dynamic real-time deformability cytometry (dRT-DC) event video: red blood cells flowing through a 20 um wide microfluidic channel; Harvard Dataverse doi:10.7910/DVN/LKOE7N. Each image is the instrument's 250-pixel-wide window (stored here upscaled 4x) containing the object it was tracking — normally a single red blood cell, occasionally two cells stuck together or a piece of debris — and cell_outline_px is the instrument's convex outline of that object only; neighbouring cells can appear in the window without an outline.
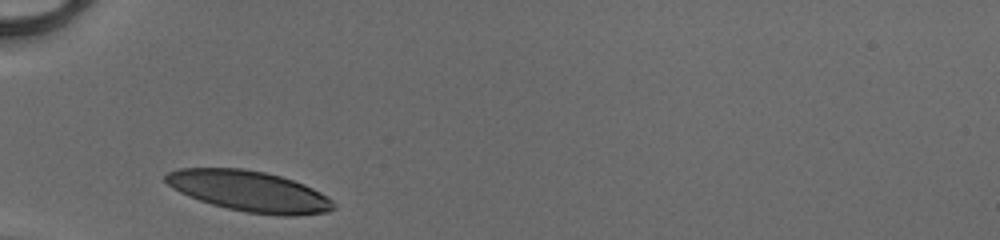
{"species": "human", "species_latin": "Homo sapiens", "temperature_condition": "cold", "stored_images_in_passage": 26, "camera_frame_rate_fps": 3000, "um_per_image_px": 0.085, "donor": {"sex": "male"}, "frame": {"image": 1, "passage_image": 1, "time_ms": 0.0, "image_size_px": [1000, 240], "cell_outline_px": [[336, 208], [328, 212], [296, 216], [276, 216], [248, 212], [228, 208], [212, 204], [188, 196], [172, 188], [164, 180], [164, 176], [168, 172], [180, 168], [240, 168], [264, 172], [280, 176], [304, 184], [328, 196], [336, 204]], "centroid_in_image_um": [21.22, 16.26], "position_along_channel_um": 63.8, "area_um2": 39.88}}
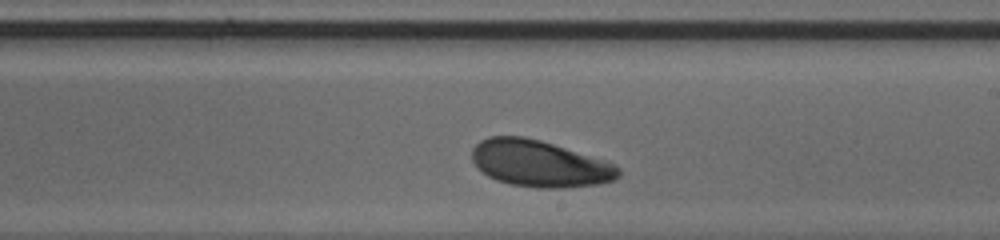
{"frame": {"image": 2, "passage_image": 15, "time_ms": 4.667, "image_size_px": [1000, 240], "cell_outline_px": [[620, 176], [616, 180], [600, 184], [564, 188], [536, 188], [512, 184], [496, 180], [488, 176], [476, 168], [472, 160], [472, 148], [480, 140], [488, 136], [524, 136], [540, 140], [612, 164], [620, 168]], "centroid_in_image_um": [45.81, 13.92], "position_along_channel_um": 243.2, "area_um2": 39.54}}
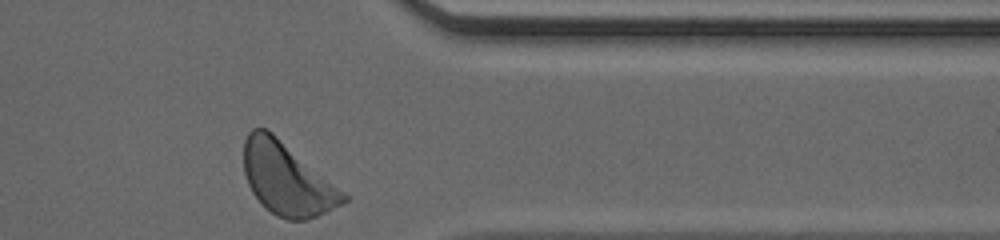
{"frame": {"image": 3, "passage_image": 26, "time_ms": 8.333, "image_size_px": [1000, 240], "cell_outline_px": [[348, 200], [316, 216], [304, 220], [288, 220], [276, 216], [252, 192], [248, 184], [244, 172], [244, 140], [248, 132], [252, 128], [264, 128], [272, 132], [348, 196]], "centroid_in_image_um": [24.35, 15.19], "position_along_channel_um": 387.1, "area_um2": 40.92}, "authors_computed_cell_mechanics": {"area_um2": 39.6219, "velocity_mm_per_s": 4.0574, "shape_relaxation_time_tau1_ms": 3.8493, "shape_relaxation_time_tau2_ms": 6.3385, "deformation_change_tau1": 0.159, "deformation_change_tau2": 0.1482}}